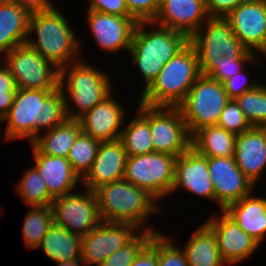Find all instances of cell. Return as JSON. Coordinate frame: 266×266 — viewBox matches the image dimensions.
Segmentation results:
<instances>
[{
    "label": "cell",
    "mask_w": 266,
    "mask_h": 266,
    "mask_svg": "<svg viewBox=\"0 0 266 266\" xmlns=\"http://www.w3.org/2000/svg\"><path fill=\"white\" fill-rule=\"evenodd\" d=\"M189 42L196 50L200 73L220 83L259 59L240 43L226 17L209 16Z\"/></svg>",
    "instance_id": "6da1fadb"
},
{
    "label": "cell",
    "mask_w": 266,
    "mask_h": 266,
    "mask_svg": "<svg viewBox=\"0 0 266 266\" xmlns=\"http://www.w3.org/2000/svg\"><path fill=\"white\" fill-rule=\"evenodd\" d=\"M67 119L61 90L17 89L13 104L2 121L7 122L6 141L29 139L40 130H51Z\"/></svg>",
    "instance_id": "7a4b0ae2"
},
{
    "label": "cell",
    "mask_w": 266,
    "mask_h": 266,
    "mask_svg": "<svg viewBox=\"0 0 266 266\" xmlns=\"http://www.w3.org/2000/svg\"><path fill=\"white\" fill-rule=\"evenodd\" d=\"M62 13L56 6L31 12L26 41L58 69L80 60L82 50L75 31ZM32 33L37 34V39L31 37Z\"/></svg>",
    "instance_id": "3957f363"
},
{
    "label": "cell",
    "mask_w": 266,
    "mask_h": 266,
    "mask_svg": "<svg viewBox=\"0 0 266 266\" xmlns=\"http://www.w3.org/2000/svg\"><path fill=\"white\" fill-rule=\"evenodd\" d=\"M149 25L153 28L146 27ZM188 43L189 38L181 32L152 21L138 22L128 54L143 76L142 92L157 78L162 67Z\"/></svg>",
    "instance_id": "277c9868"
},
{
    "label": "cell",
    "mask_w": 266,
    "mask_h": 266,
    "mask_svg": "<svg viewBox=\"0 0 266 266\" xmlns=\"http://www.w3.org/2000/svg\"><path fill=\"white\" fill-rule=\"evenodd\" d=\"M94 193L101 221L130 223L146 230V220L162 210L158 201L145 189L124 179L101 185Z\"/></svg>",
    "instance_id": "5b68a950"
},
{
    "label": "cell",
    "mask_w": 266,
    "mask_h": 266,
    "mask_svg": "<svg viewBox=\"0 0 266 266\" xmlns=\"http://www.w3.org/2000/svg\"><path fill=\"white\" fill-rule=\"evenodd\" d=\"M200 75L197 53L189 42L162 67L140 94L139 102L153 107H178Z\"/></svg>",
    "instance_id": "8992f818"
},
{
    "label": "cell",
    "mask_w": 266,
    "mask_h": 266,
    "mask_svg": "<svg viewBox=\"0 0 266 266\" xmlns=\"http://www.w3.org/2000/svg\"><path fill=\"white\" fill-rule=\"evenodd\" d=\"M102 71L83 59L59 69V89L68 119H78L112 93L111 78Z\"/></svg>",
    "instance_id": "52a82bcc"
},
{
    "label": "cell",
    "mask_w": 266,
    "mask_h": 266,
    "mask_svg": "<svg viewBox=\"0 0 266 266\" xmlns=\"http://www.w3.org/2000/svg\"><path fill=\"white\" fill-rule=\"evenodd\" d=\"M229 100L223 83L201 74L178 106L189 134L204 126L217 125Z\"/></svg>",
    "instance_id": "ba28073f"
},
{
    "label": "cell",
    "mask_w": 266,
    "mask_h": 266,
    "mask_svg": "<svg viewBox=\"0 0 266 266\" xmlns=\"http://www.w3.org/2000/svg\"><path fill=\"white\" fill-rule=\"evenodd\" d=\"M175 156L159 152L128 156L123 179L145 189L158 202L171 196Z\"/></svg>",
    "instance_id": "9c48e42d"
},
{
    "label": "cell",
    "mask_w": 266,
    "mask_h": 266,
    "mask_svg": "<svg viewBox=\"0 0 266 266\" xmlns=\"http://www.w3.org/2000/svg\"><path fill=\"white\" fill-rule=\"evenodd\" d=\"M17 89L57 90L59 69L27 43L2 57Z\"/></svg>",
    "instance_id": "30bf717a"
},
{
    "label": "cell",
    "mask_w": 266,
    "mask_h": 266,
    "mask_svg": "<svg viewBox=\"0 0 266 266\" xmlns=\"http://www.w3.org/2000/svg\"><path fill=\"white\" fill-rule=\"evenodd\" d=\"M51 207L54 223L81 237L101 222L96 195L87 188L55 198Z\"/></svg>",
    "instance_id": "8fae6325"
},
{
    "label": "cell",
    "mask_w": 266,
    "mask_h": 266,
    "mask_svg": "<svg viewBox=\"0 0 266 266\" xmlns=\"http://www.w3.org/2000/svg\"><path fill=\"white\" fill-rule=\"evenodd\" d=\"M150 130L155 152L178 157L191 147V135L178 107L150 106Z\"/></svg>",
    "instance_id": "7c38bea8"
},
{
    "label": "cell",
    "mask_w": 266,
    "mask_h": 266,
    "mask_svg": "<svg viewBox=\"0 0 266 266\" xmlns=\"http://www.w3.org/2000/svg\"><path fill=\"white\" fill-rule=\"evenodd\" d=\"M141 231L130 223L101 221L82 236L81 257L85 266H100L112 253L130 242Z\"/></svg>",
    "instance_id": "4fadbf2b"
},
{
    "label": "cell",
    "mask_w": 266,
    "mask_h": 266,
    "mask_svg": "<svg viewBox=\"0 0 266 266\" xmlns=\"http://www.w3.org/2000/svg\"><path fill=\"white\" fill-rule=\"evenodd\" d=\"M225 17L247 50L266 55V10L263 0H246Z\"/></svg>",
    "instance_id": "5bb4252c"
},
{
    "label": "cell",
    "mask_w": 266,
    "mask_h": 266,
    "mask_svg": "<svg viewBox=\"0 0 266 266\" xmlns=\"http://www.w3.org/2000/svg\"><path fill=\"white\" fill-rule=\"evenodd\" d=\"M208 170L221 210L253 194L255 185L238 168L234 157H208Z\"/></svg>",
    "instance_id": "9a60e30c"
},
{
    "label": "cell",
    "mask_w": 266,
    "mask_h": 266,
    "mask_svg": "<svg viewBox=\"0 0 266 266\" xmlns=\"http://www.w3.org/2000/svg\"><path fill=\"white\" fill-rule=\"evenodd\" d=\"M88 26L92 37L103 52H128L138 21L87 9ZM127 50V51H126Z\"/></svg>",
    "instance_id": "2e32d148"
},
{
    "label": "cell",
    "mask_w": 266,
    "mask_h": 266,
    "mask_svg": "<svg viewBox=\"0 0 266 266\" xmlns=\"http://www.w3.org/2000/svg\"><path fill=\"white\" fill-rule=\"evenodd\" d=\"M219 217L214 216L205 223L215 233L222 260L235 265L251 256L260 244L244 232L224 210Z\"/></svg>",
    "instance_id": "e0dca14e"
},
{
    "label": "cell",
    "mask_w": 266,
    "mask_h": 266,
    "mask_svg": "<svg viewBox=\"0 0 266 266\" xmlns=\"http://www.w3.org/2000/svg\"><path fill=\"white\" fill-rule=\"evenodd\" d=\"M178 188L203 199L215 201L213 183L208 170V157L199 154L192 147L176 158L171 194L178 191Z\"/></svg>",
    "instance_id": "ac0fdd59"
},
{
    "label": "cell",
    "mask_w": 266,
    "mask_h": 266,
    "mask_svg": "<svg viewBox=\"0 0 266 266\" xmlns=\"http://www.w3.org/2000/svg\"><path fill=\"white\" fill-rule=\"evenodd\" d=\"M204 0H160V8L152 22L185 34L189 39L207 21Z\"/></svg>",
    "instance_id": "d6986e66"
},
{
    "label": "cell",
    "mask_w": 266,
    "mask_h": 266,
    "mask_svg": "<svg viewBox=\"0 0 266 266\" xmlns=\"http://www.w3.org/2000/svg\"><path fill=\"white\" fill-rule=\"evenodd\" d=\"M112 94L78 118L82 131L100 142L120 139L125 124L124 105Z\"/></svg>",
    "instance_id": "ffe728a7"
},
{
    "label": "cell",
    "mask_w": 266,
    "mask_h": 266,
    "mask_svg": "<svg viewBox=\"0 0 266 266\" xmlns=\"http://www.w3.org/2000/svg\"><path fill=\"white\" fill-rule=\"evenodd\" d=\"M127 157L120 139L100 142L92 167L81 183L94 191L101 185L123 179Z\"/></svg>",
    "instance_id": "44dd1931"
},
{
    "label": "cell",
    "mask_w": 266,
    "mask_h": 266,
    "mask_svg": "<svg viewBox=\"0 0 266 266\" xmlns=\"http://www.w3.org/2000/svg\"><path fill=\"white\" fill-rule=\"evenodd\" d=\"M234 158L238 168L255 185L266 168V127H251L236 135Z\"/></svg>",
    "instance_id": "7402d4cb"
},
{
    "label": "cell",
    "mask_w": 266,
    "mask_h": 266,
    "mask_svg": "<svg viewBox=\"0 0 266 266\" xmlns=\"http://www.w3.org/2000/svg\"><path fill=\"white\" fill-rule=\"evenodd\" d=\"M33 165L47 185L48 193L55 199L74 192L80 177L74 172L69 160L40 153L33 145Z\"/></svg>",
    "instance_id": "603a6c76"
},
{
    "label": "cell",
    "mask_w": 266,
    "mask_h": 266,
    "mask_svg": "<svg viewBox=\"0 0 266 266\" xmlns=\"http://www.w3.org/2000/svg\"><path fill=\"white\" fill-rule=\"evenodd\" d=\"M31 12L13 0L0 3V55L9 53L28 37Z\"/></svg>",
    "instance_id": "cb8c5ba5"
},
{
    "label": "cell",
    "mask_w": 266,
    "mask_h": 266,
    "mask_svg": "<svg viewBox=\"0 0 266 266\" xmlns=\"http://www.w3.org/2000/svg\"><path fill=\"white\" fill-rule=\"evenodd\" d=\"M224 211L259 244L266 236V197L244 196L229 204Z\"/></svg>",
    "instance_id": "d4e9b609"
},
{
    "label": "cell",
    "mask_w": 266,
    "mask_h": 266,
    "mask_svg": "<svg viewBox=\"0 0 266 266\" xmlns=\"http://www.w3.org/2000/svg\"><path fill=\"white\" fill-rule=\"evenodd\" d=\"M182 250L189 266L226 265L221 258L216 235L205 222L193 233Z\"/></svg>",
    "instance_id": "484cf974"
},
{
    "label": "cell",
    "mask_w": 266,
    "mask_h": 266,
    "mask_svg": "<svg viewBox=\"0 0 266 266\" xmlns=\"http://www.w3.org/2000/svg\"><path fill=\"white\" fill-rule=\"evenodd\" d=\"M82 131L78 119H66L63 123L38 135L30 144L44 155L67 158L75 139Z\"/></svg>",
    "instance_id": "4316f807"
},
{
    "label": "cell",
    "mask_w": 266,
    "mask_h": 266,
    "mask_svg": "<svg viewBox=\"0 0 266 266\" xmlns=\"http://www.w3.org/2000/svg\"><path fill=\"white\" fill-rule=\"evenodd\" d=\"M137 115L123 127L120 140L127 156L154 152L150 130V106L138 103Z\"/></svg>",
    "instance_id": "83f0119b"
},
{
    "label": "cell",
    "mask_w": 266,
    "mask_h": 266,
    "mask_svg": "<svg viewBox=\"0 0 266 266\" xmlns=\"http://www.w3.org/2000/svg\"><path fill=\"white\" fill-rule=\"evenodd\" d=\"M236 134L213 125L204 126L191 135V147L206 157H234Z\"/></svg>",
    "instance_id": "f1b7e54d"
},
{
    "label": "cell",
    "mask_w": 266,
    "mask_h": 266,
    "mask_svg": "<svg viewBox=\"0 0 266 266\" xmlns=\"http://www.w3.org/2000/svg\"><path fill=\"white\" fill-rule=\"evenodd\" d=\"M82 237L74 234L54 222L43 236L37 248L56 263L68 259L81 258Z\"/></svg>",
    "instance_id": "f546056e"
},
{
    "label": "cell",
    "mask_w": 266,
    "mask_h": 266,
    "mask_svg": "<svg viewBox=\"0 0 266 266\" xmlns=\"http://www.w3.org/2000/svg\"><path fill=\"white\" fill-rule=\"evenodd\" d=\"M23 221V237L29 249L37 248L43 236L54 222L51 205L31 206Z\"/></svg>",
    "instance_id": "4dcf8cb0"
},
{
    "label": "cell",
    "mask_w": 266,
    "mask_h": 266,
    "mask_svg": "<svg viewBox=\"0 0 266 266\" xmlns=\"http://www.w3.org/2000/svg\"><path fill=\"white\" fill-rule=\"evenodd\" d=\"M22 175L15 190L25 203L30 205L29 207L51 205L54 198L48 193L47 185L37 169L32 166Z\"/></svg>",
    "instance_id": "1f68e13d"
},
{
    "label": "cell",
    "mask_w": 266,
    "mask_h": 266,
    "mask_svg": "<svg viewBox=\"0 0 266 266\" xmlns=\"http://www.w3.org/2000/svg\"><path fill=\"white\" fill-rule=\"evenodd\" d=\"M99 144L100 141L81 131L70 148L67 159L81 180L91 169Z\"/></svg>",
    "instance_id": "d6a6232c"
},
{
    "label": "cell",
    "mask_w": 266,
    "mask_h": 266,
    "mask_svg": "<svg viewBox=\"0 0 266 266\" xmlns=\"http://www.w3.org/2000/svg\"><path fill=\"white\" fill-rule=\"evenodd\" d=\"M235 101L252 127H266V84L246 91Z\"/></svg>",
    "instance_id": "836d02e7"
},
{
    "label": "cell",
    "mask_w": 266,
    "mask_h": 266,
    "mask_svg": "<svg viewBox=\"0 0 266 266\" xmlns=\"http://www.w3.org/2000/svg\"><path fill=\"white\" fill-rule=\"evenodd\" d=\"M152 227L141 230L123 247L116 250L100 266H131L139 252L150 242L155 233Z\"/></svg>",
    "instance_id": "e575fe53"
},
{
    "label": "cell",
    "mask_w": 266,
    "mask_h": 266,
    "mask_svg": "<svg viewBox=\"0 0 266 266\" xmlns=\"http://www.w3.org/2000/svg\"><path fill=\"white\" fill-rule=\"evenodd\" d=\"M217 126L236 135L244 133L252 127L234 99H230L226 103Z\"/></svg>",
    "instance_id": "d590c367"
},
{
    "label": "cell",
    "mask_w": 266,
    "mask_h": 266,
    "mask_svg": "<svg viewBox=\"0 0 266 266\" xmlns=\"http://www.w3.org/2000/svg\"><path fill=\"white\" fill-rule=\"evenodd\" d=\"M158 266H189L184 251L162 232H158Z\"/></svg>",
    "instance_id": "8d00e7d4"
},
{
    "label": "cell",
    "mask_w": 266,
    "mask_h": 266,
    "mask_svg": "<svg viewBox=\"0 0 266 266\" xmlns=\"http://www.w3.org/2000/svg\"><path fill=\"white\" fill-rule=\"evenodd\" d=\"M129 13L138 21H153L160 8V0H125Z\"/></svg>",
    "instance_id": "74e56055"
},
{
    "label": "cell",
    "mask_w": 266,
    "mask_h": 266,
    "mask_svg": "<svg viewBox=\"0 0 266 266\" xmlns=\"http://www.w3.org/2000/svg\"><path fill=\"white\" fill-rule=\"evenodd\" d=\"M246 72L247 71L244 69L223 82L224 89L229 99L235 100L238 96L242 95L246 91L252 90L261 84L259 81L249 84V78L247 77V74L245 75Z\"/></svg>",
    "instance_id": "f35d334b"
},
{
    "label": "cell",
    "mask_w": 266,
    "mask_h": 266,
    "mask_svg": "<svg viewBox=\"0 0 266 266\" xmlns=\"http://www.w3.org/2000/svg\"><path fill=\"white\" fill-rule=\"evenodd\" d=\"M90 10L117 15L121 17H133L126 6L125 0H89Z\"/></svg>",
    "instance_id": "ab89813d"
},
{
    "label": "cell",
    "mask_w": 266,
    "mask_h": 266,
    "mask_svg": "<svg viewBox=\"0 0 266 266\" xmlns=\"http://www.w3.org/2000/svg\"><path fill=\"white\" fill-rule=\"evenodd\" d=\"M131 266H158V233L139 252Z\"/></svg>",
    "instance_id": "60d3db41"
},
{
    "label": "cell",
    "mask_w": 266,
    "mask_h": 266,
    "mask_svg": "<svg viewBox=\"0 0 266 266\" xmlns=\"http://www.w3.org/2000/svg\"><path fill=\"white\" fill-rule=\"evenodd\" d=\"M246 0H206L208 16L225 17Z\"/></svg>",
    "instance_id": "b9f144b4"
},
{
    "label": "cell",
    "mask_w": 266,
    "mask_h": 266,
    "mask_svg": "<svg viewBox=\"0 0 266 266\" xmlns=\"http://www.w3.org/2000/svg\"><path fill=\"white\" fill-rule=\"evenodd\" d=\"M0 66V94L16 92L17 88L9 69L2 63Z\"/></svg>",
    "instance_id": "7bdbcfd3"
},
{
    "label": "cell",
    "mask_w": 266,
    "mask_h": 266,
    "mask_svg": "<svg viewBox=\"0 0 266 266\" xmlns=\"http://www.w3.org/2000/svg\"><path fill=\"white\" fill-rule=\"evenodd\" d=\"M30 12L50 9L55 6L50 0H13Z\"/></svg>",
    "instance_id": "ee69618b"
},
{
    "label": "cell",
    "mask_w": 266,
    "mask_h": 266,
    "mask_svg": "<svg viewBox=\"0 0 266 266\" xmlns=\"http://www.w3.org/2000/svg\"><path fill=\"white\" fill-rule=\"evenodd\" d=\"M16 92L0 94V118L3 119L13 104Z\"/></svg>",
    "instance_id": "f6af8a7d"
},
{
    "label": "cell",
    "mask_w": 266,
    "mask_h": 266,
    "mask_svg": "<svg viewBox=\"0 0 266 266\" xmlns=\"http://www.w3.org/2000/svg\"><path fill=\"white\" fill-rule=\"evenodd\" d=\"M57 266H85L84 260L81 258L68 259L60 263H56Z\"/></svg>",
    "instance_id": "bcb514c9"
},
{
    "label": "cell",
    "mask_w": 266,
    "mask_h": 266,
    "mask_svg": "<svg viewBox=\"0 0 266 266\" xmlns=\"http://www.w3.org/2000/svg\"><path fill=\"white\" fill-rule=\"evenodd\" d=\"M264 1V5H265V10H266V0H263Z\"/></svg>",
    "instance_id": "7dc6e473"
}]
</instances>
